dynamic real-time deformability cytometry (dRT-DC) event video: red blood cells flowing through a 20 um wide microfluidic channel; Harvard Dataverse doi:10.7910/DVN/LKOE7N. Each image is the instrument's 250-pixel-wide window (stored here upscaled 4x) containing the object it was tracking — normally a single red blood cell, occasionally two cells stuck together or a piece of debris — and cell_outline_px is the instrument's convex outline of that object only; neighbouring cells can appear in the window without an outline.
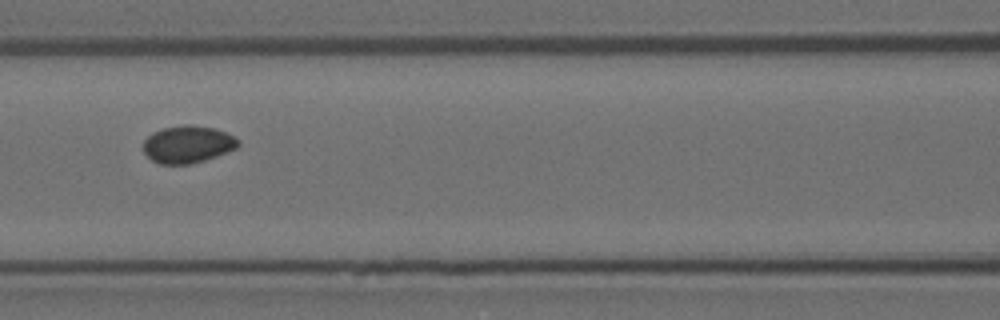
{"species": "Egyptian fruit bat (a non-hibernating species)", "species_latin": "Rousettus aegyptiacus", "temperature_condition": "room temperature", "stored_images_in_passage": 9, "camera_frame_rate_fps": 3000, "um_per_image_px": 0.085, "animal": {"sex": "female"}, "frame": {"image": 1, "passage_image": 7, "time_ms": 2.0, "image_size_px": [1000, 320], "cell_outline_px": [[240, 144], [236, 148], [216, 156], [204, 160], [188, 164], [160, 164], [152, 160], [144, 152], [140, 144], [152, 132], [164, 128], [184, 124], [192, 124], [216, 128], [240, 140]], "centroid_in_image_um": [15.92, 12.25], "position_along_channel_um": 150.7, "area_um2": 20.75}}
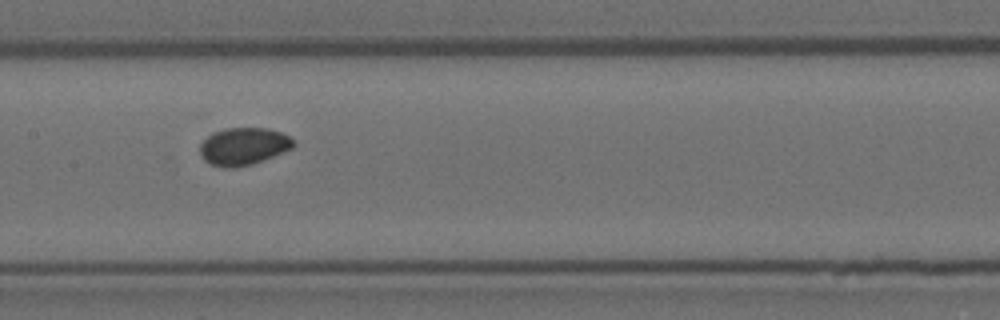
{"frame": {"image": 2, "passage_image": 8, "time_ms": 2.333, "image_size_px": [1000, 320], "cell_outline_px": [[296, 144], [292, 148], [252, 164], [236, 168], [224, 168], [212, 164], [204, 160], [200, 152], [200, 144], [212, 132], [224, 128], [268, 128], [280, 132], [296, 140]], "centroid_in_image_um": [20.7, 12.43], "position_along_channel_um": 186.7, "area_um2": 20.4}}
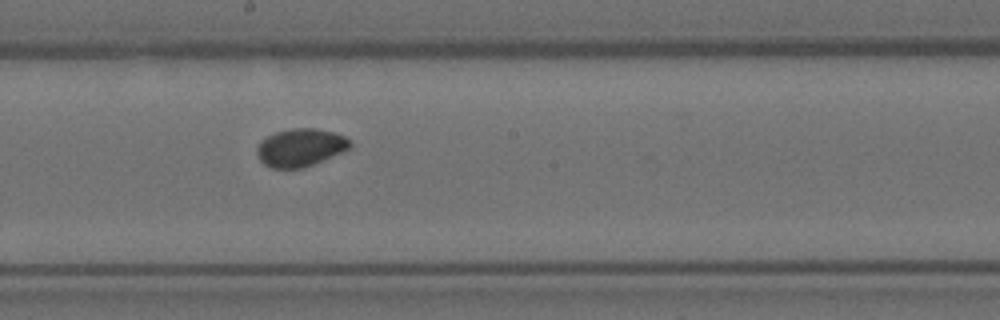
{"frame": {"image": 3, "passage_image": 9, "time_ms": 2.667, "image_size_px": [1000, 320], "cell_outline_px": [[352, 148], [304, 168], [272, 168], [264, 164], [260, 160], [256, 152], [256, 148], [260, 140], [276, 132], [292, 128], [316, 128], [332, 132], [344, 136], [352, 144]], "centroid_in_image_um": [25.52, 12.54], "position_along_channel_um": 222.7, "area_um2": 20.58}}